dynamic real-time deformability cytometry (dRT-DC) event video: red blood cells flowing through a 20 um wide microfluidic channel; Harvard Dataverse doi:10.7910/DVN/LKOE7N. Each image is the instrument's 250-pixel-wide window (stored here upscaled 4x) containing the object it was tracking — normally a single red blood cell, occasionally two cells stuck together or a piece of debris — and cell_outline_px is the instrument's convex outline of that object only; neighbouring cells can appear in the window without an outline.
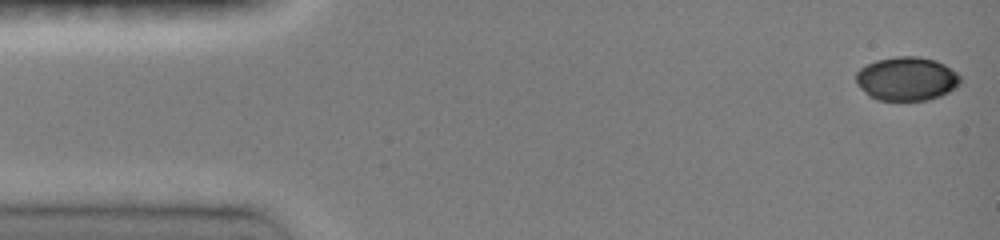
{"species": "common noctule bat (a hibernating species)", "species_latin": "Nyctalus noctula", "temperature_condition": "room temperature", "stored_images_in_passage": 45, "camera_frame_rate_fps": 3000, "um_per_image_px": 0.085, "animal": {"sex": "female", "body_mass_g": 19.0, "forearm_length_mm": 51.5}, "frame": {"image": 1, "passage_image": 1, "time_ms": 0.0, "image_size_px": [1000, 240], "cell_outline_px": [[960, 84], [956, 88], [940, 96], [928, 100], [876, 100], [868, 96], [856, 84], [856, 72], [860, 68], [876, 60], [896, 56], [916, 56], [936, 60], [944, 64], [956, 72], [960, 76]], "centroid_in_image_um": [77.05, 6.7], "position_along_channel_um": 7.9, "area_um2": 26.76}}
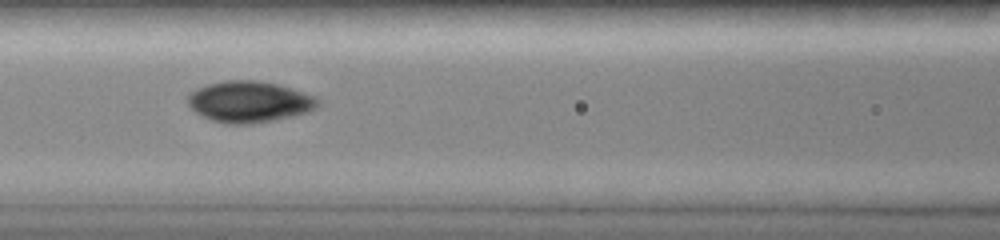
{"frame": {"image": 2, "passage_image": 24, "time_ms": 6.333, "image_size_px": [1000, 240], "cell_outline_px": [[320, 104], [316, 108], [308, 112], [276, 120], [252, 124], [228, 124], [212, 120], [196, 112], [188, 104], [188, 96], [196, 88], [208, 84], [224, 80], [256, 80], [280, 84], [316, 96], [320, 100]], "centroid_in_image_um": [21.24, 8.64], "position_along_channel_um": 145.4, "area_um2": 31.44}}
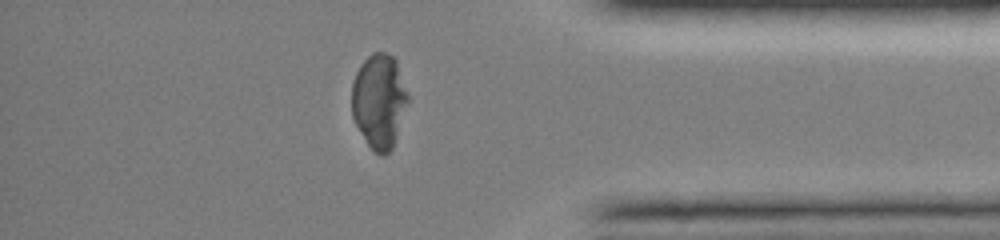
{"frame": {"image": 3, "passage_image": 40, "time_ms": 13.0, "image_size_px": [1000, 240], "cell_outline_px": [[408, 100], [392, 148], [384, 156], [380, 156], [368, 144], [356, 124], [352, 116], [352, 84], [356, 72], [360, 64], [372, 52], [384, 52], [392, 56], [396, 60], [408, 92]], "centroid_in_image_um": [32.22, 8.56], "position_along_channel_um": 403.0, "area_um2": 30.58}}